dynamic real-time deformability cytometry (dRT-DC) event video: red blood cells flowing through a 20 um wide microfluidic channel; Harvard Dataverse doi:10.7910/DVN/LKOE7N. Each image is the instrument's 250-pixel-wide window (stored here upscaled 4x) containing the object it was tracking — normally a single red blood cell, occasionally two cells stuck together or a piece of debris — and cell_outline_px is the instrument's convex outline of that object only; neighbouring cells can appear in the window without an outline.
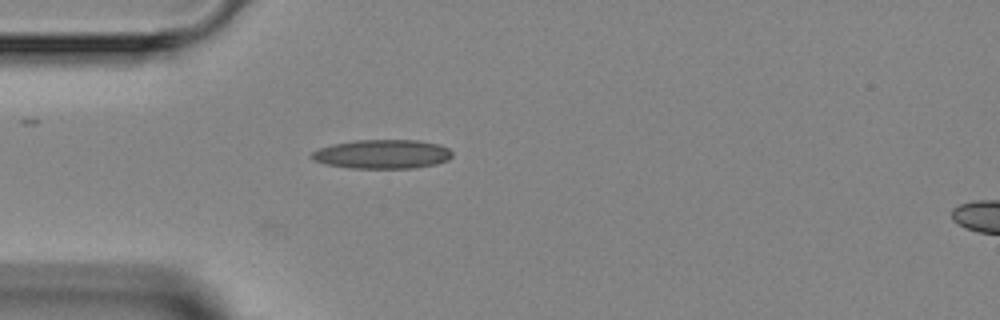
{"species": "Egyptian fruit bat (a non-hibernating species)", "species_latin": "Rousettus aegyptiacus", "temperature_condition": "room temperature", "stored_images_in_passage": 1, "camera_frame_rate_fps": 3000, "um_per_image_px": 0.085, "animal": {"sex": "female"}, "frame": {"image": 1, "passage_image": 1, "time_ms": 0.0, "image_size_px": [1000, 320], "cell_outline_px": [[452, 156], [448, 160], [436, 164], [416, 168], [348, 168], [324, 164], [312, 160], [308, 156], [312, 152], [320, 148], [332, 144], [356, 140], [420, 140], [440, 144], [448, 148], [452, 152]], "centroid_in_image_um": [32.48, 13.1], "position_along_channel_um": 52.5, "area_um2": 24.1}}